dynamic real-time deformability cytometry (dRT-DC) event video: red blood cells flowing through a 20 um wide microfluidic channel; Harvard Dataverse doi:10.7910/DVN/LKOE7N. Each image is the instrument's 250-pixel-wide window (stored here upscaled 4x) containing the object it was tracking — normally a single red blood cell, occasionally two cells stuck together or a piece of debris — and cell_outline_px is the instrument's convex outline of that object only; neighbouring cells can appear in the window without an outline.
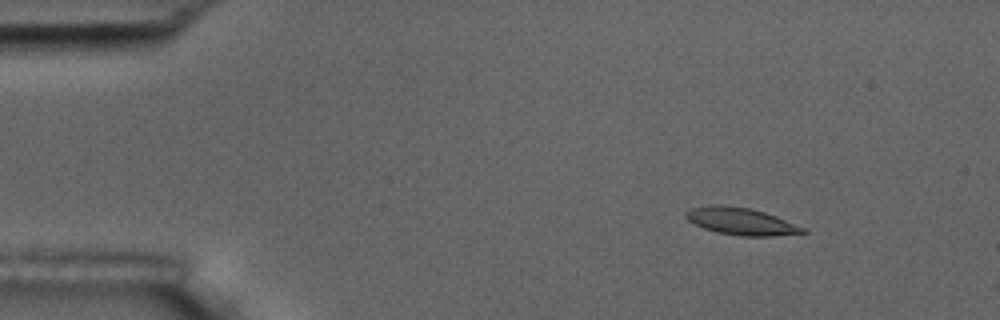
{"species": "common noctule bat (a hibernating species)", "species_latin": "Nyctalus noctula", "temperature_condition": "room temperature", "stored_images_in_passage": 5, "camera_frame_rate_fps": 3000, "um_per_image_px": 0.085, "animal": {"sex": "male", "body_mass_g": 17.5, "forearm_length_mm": 52.3}, "frame": {"image": 1, "passage_image": 3, "time_ms": 2.333, "image_size_px": [1000, 320], "cell_outline_px": [[808, 232], [772, 236], [740, 236], [716, 232], [704, 228], [688, 220], [684, 216], [684, 212], [692, 208], [712, 204], [720, 204], [748, 208], [764, 212], [776, 216], [804, 228]], "centroid_in_image_um": [62.95, 18.81], "position_along_channel_um": 22.1, "area_um2": 18.38}}